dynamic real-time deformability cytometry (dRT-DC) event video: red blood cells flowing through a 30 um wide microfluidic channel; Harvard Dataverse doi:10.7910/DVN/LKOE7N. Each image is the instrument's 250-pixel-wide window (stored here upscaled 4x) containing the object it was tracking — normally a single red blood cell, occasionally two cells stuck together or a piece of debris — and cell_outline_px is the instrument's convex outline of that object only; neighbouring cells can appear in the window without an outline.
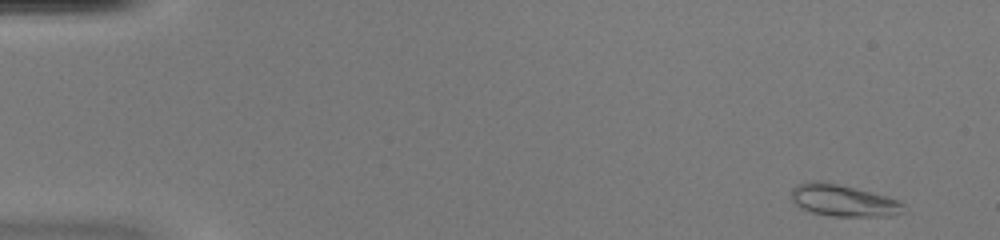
{"species": "common noctule bat (a hibernating species)", "species_latin": "Nyctalus noctula", "temperature_condition": "warm", "stored_images_in_passage": 50, "camera_frame_rate_fps": 3000, "um_per_image_px": 0.085, "animal": {"sex": "female", "body_mass_g": 20.0, "forearm_length_mm": 54.0}, "frame": {"image": 1, "passage_image": 2, "time_ms": 0.333, "image_size_px": [1000, 240], "cell_outline_px": [[904, 212], [892, 216], [832, 216], [812, 212], [800, 208], [792, 200], [792, 188], [796, 184], [812, 180], [820, 180], [884, 196], [896, 200], [904, 204]], "centroid_in_image_um": [71.63, 17.05], "position_along_channel_um": 13.4, "area_um2": 20.52}}
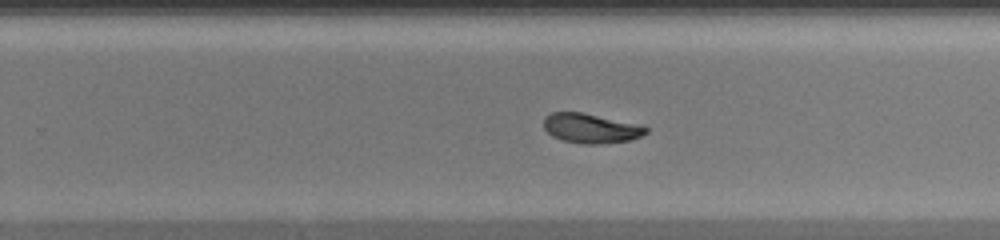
{"frame": {"image": 2, "passage_image": 32, "time_ms": 10.333, "image_size_px": [1000, 240], "cell_outline_px": [[648, 132], [640, 136], [628, 140], [600, 144], [584, 144], [564, 140], [552, 136], [544, 128], [544, 116], [552, 112], [580, 112], [632, 124], [648, 128]], "centroid_in_image_um": [50.14, 10.91], "position_along_channel_um": 279.7, "area_um2": 17.05}}
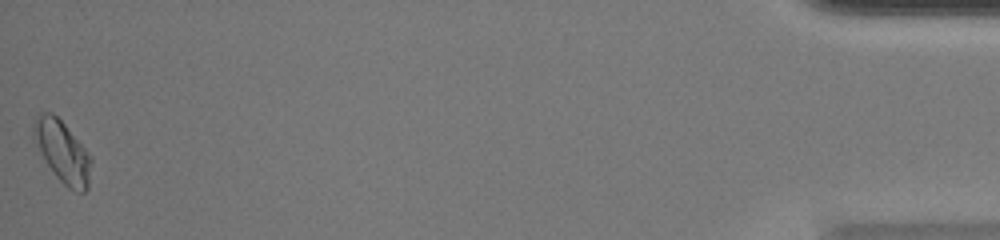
{"frame": {"image": 3, "passage_image": 50, "time_ms": 16.333, "image_size_px": [1000, 240], "cell_outline_px": [[92, 160], [88, 188], [84, 192], [80, 192], [68, 188], [56, 176], [40, 152], [32, 136], [32, 124], [36, 116], [40, 112], [52, 112], [64, 124], [92, 156]], "centroid_in_image_um": [5.3, 12.87], "position_along_channel_um": 429.9, "area_um2": 20.58}, "authors_computed_cell_mechanics": {"area_um2": 18.4671, "velocity_mm_per_s": 4.0433, "shape_relaxation_time_tau1_ms": 4.5225, "shape_relaxation_time_tau2_ms": 2.0352, "deformation_change_tau1": 0.1622, "deformation_change_tau2": 0.0657}}